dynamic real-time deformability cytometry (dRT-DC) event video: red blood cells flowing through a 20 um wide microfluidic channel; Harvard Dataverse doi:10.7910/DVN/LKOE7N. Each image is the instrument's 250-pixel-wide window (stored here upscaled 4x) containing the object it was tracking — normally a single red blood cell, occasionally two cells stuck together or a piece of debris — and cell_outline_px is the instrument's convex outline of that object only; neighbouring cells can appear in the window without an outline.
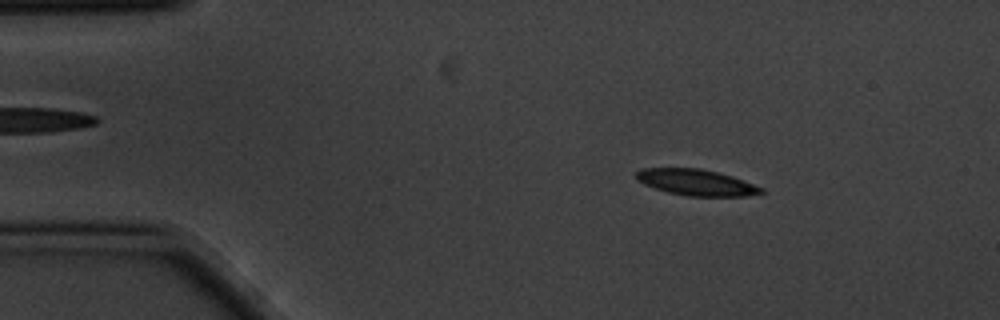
{"species": "common noctule bat (a hibernating species)", "species_latin": "Nyctalus noctula", "temperature_condition": "cold", "stored_images_in_passage": 4, "camera_frame_rate_fps": 3000, "um_per_image_px": 0.085, "animal": {"sex": "male", "body_mass_g": 20.1, "forearm_length_mm": 53.5}, "frame": {"image": 1, "passage_image": 2, "time_ms": 0.333, "image_size_px": [1000, 320], "cell_outline_px": [[764, 192], [744, 196], [688, 196], [668, 192], [644, 184], [636, 180], [636, 172], [644, 168], [700, 168], [732, 176], [764, 188]], "centroid_in_image_um": [59.17, 15.5], "position_along_channel_um": 25.8, "area_um2": 18.84}}